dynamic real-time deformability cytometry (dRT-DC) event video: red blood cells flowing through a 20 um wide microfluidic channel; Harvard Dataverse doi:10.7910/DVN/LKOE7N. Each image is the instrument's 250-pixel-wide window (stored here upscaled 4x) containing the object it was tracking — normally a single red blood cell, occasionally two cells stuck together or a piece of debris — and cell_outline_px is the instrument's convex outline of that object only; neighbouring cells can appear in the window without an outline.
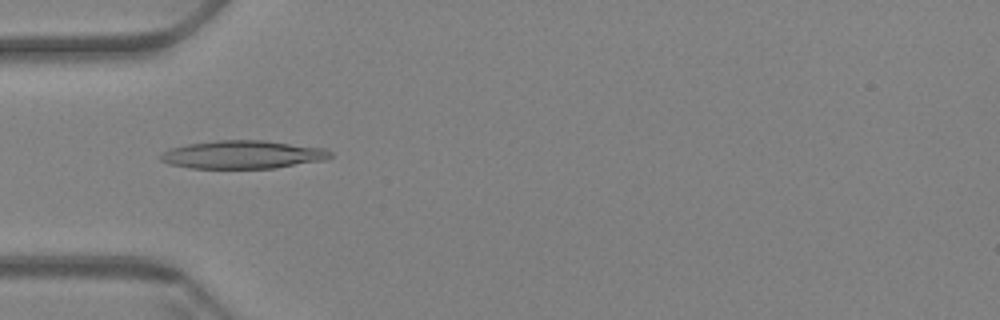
{"species": "Egyptian fruit bat (a non-hibernating species)", "species_latin": "Rousettus aegyptiacus", "temperature_condition": "warm", "stored_images_in_passage": 52, "camera_frame_rate_fps": 3000, "um_per_image_px": 0.085, "animal": {"sex": "female"}, "frame": {"image": 1, "passage_image": 11, "time_ms": 3.333, "image_size_px": [1000, 320], "cell_outline_px": [[332, 156], [324, 160], [276, 168], [192, 168], [168, 164], [160, 160], [160, 156], [164, 152], [172, 148], [188, 144], [220, 140], [264, 140], [324, 148], [332, 152]], "centroid_in_image_um": [20.66, 13.14], "position_along_channel_um": 64.3, "area_um2": 27.69}}
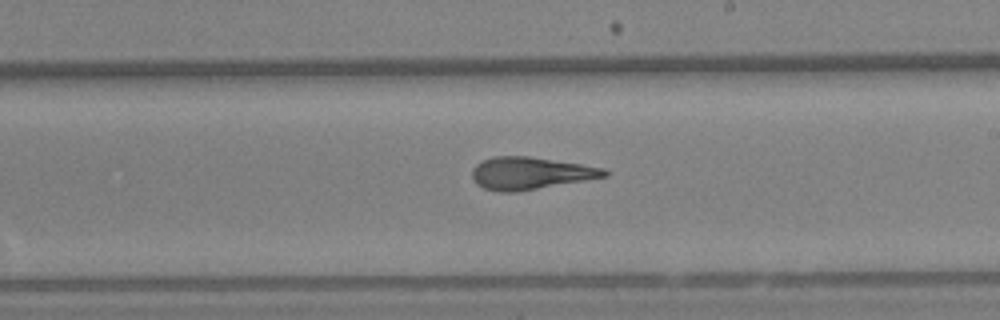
{"frame": {"image": 2, "passage_image": 27, "time_ms": 8.667, "image_size_px": [1000, 320], "cell_outline_px": [[608, 176], [516, 192], [500, 192], [484, 188], [476, 184], [472, 176], [472, 168], [476, 164], [492, 156], [528, 156], [580, 164], [604, 168], [608, 172]], "centroid_in_image_um": [45.04, 14.72], "position_along_channel_um": 244.0, "area_um2": 24.74}}
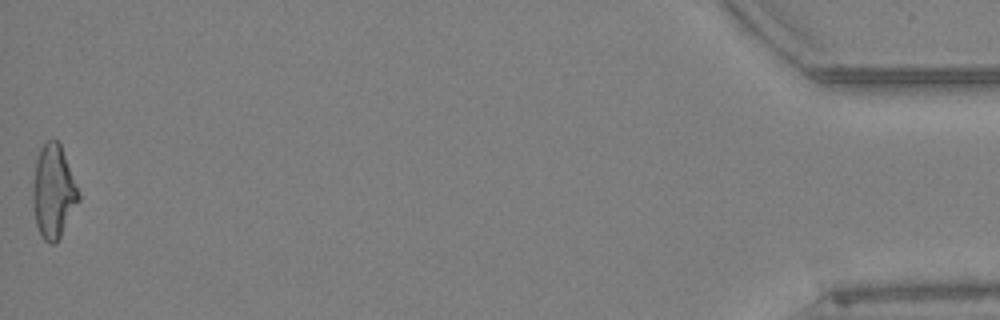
{"frame": {"image": 3, "passage_image": 52, "time_ms": 17.0, "image_size_px": [1000, 320], "cell_outline_px": [[80, 200], [60, 236], [52, 244], [44, 240], [36, 224], [32, 204], [32, 188], [36, 160], [40, 148], [48, 140], [56, 140], [60, 144], [80, 196]], "centroid_in_image_um": [4.51, 16.29], "position_along_channel_um": 430.7, "area_um2": 24.39}, "authors_computed_cell_mechanics": {"area_um2": 24.7962, "velocity_mm_per_s": 3.3992, "shape_relaxation_time_tau1_ms": null, "shape_relaxation_time_tau2_ms": 3.1945, "deformation_change_tau1": null, "deformation_change_tau2": 0.1401}}